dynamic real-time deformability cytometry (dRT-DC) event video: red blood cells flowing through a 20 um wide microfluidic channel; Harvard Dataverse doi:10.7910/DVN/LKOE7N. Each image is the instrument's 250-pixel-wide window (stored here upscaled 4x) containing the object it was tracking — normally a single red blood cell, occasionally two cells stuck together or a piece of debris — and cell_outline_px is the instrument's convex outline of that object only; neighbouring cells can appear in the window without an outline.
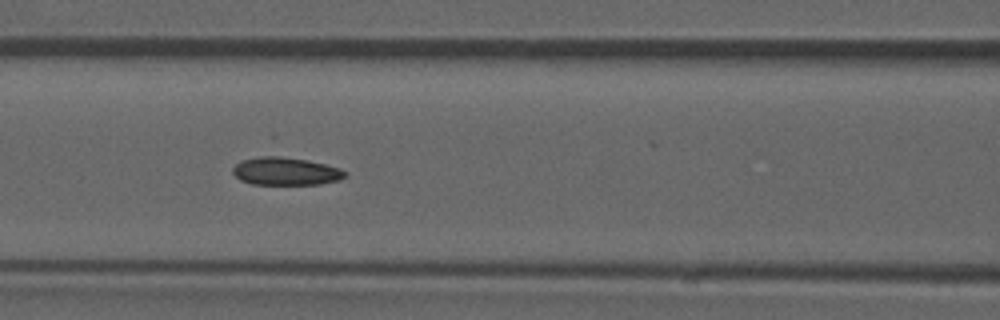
{"species": "common noctule bat (a hibernating species)", "species_latin": "Nyctalus noctula", "temperature_condition": "room temperature", "stored_images_in_passage": 53, "camera_frame_rate_fps": 3000, "um_per_image_px": 0.085, "animal": {"sex": "male", "forearm_length_mm": 52.5}, "frame": {"image": 1, "passage_image": 23, "time_ms": 7.333, "image_size_px": [1000, 320], "cell_outline_px": [[348, 176], [340, 180], [320, 184], [252, 184], [240, 180], [232, 172], [232, 168], [240, 160], [272, 152], [308, 160], [340, 168], [348, 172]], "centroid_in_image_um": [24.27, 14.51], "position_along_channel_um": 142.3, "area_um2": 19.07}, "authors_computed_cell_mechanics": {"area_um2": 18.3804, "velocity_mm_per_s": 3.8814, "shape_relaxation_time_tau1_ms": null, "shape_relaxation_time_tau2_ms": 4.3837, "deformation_change_tau1": null, "deformation_change_tau2": 0.0718}}